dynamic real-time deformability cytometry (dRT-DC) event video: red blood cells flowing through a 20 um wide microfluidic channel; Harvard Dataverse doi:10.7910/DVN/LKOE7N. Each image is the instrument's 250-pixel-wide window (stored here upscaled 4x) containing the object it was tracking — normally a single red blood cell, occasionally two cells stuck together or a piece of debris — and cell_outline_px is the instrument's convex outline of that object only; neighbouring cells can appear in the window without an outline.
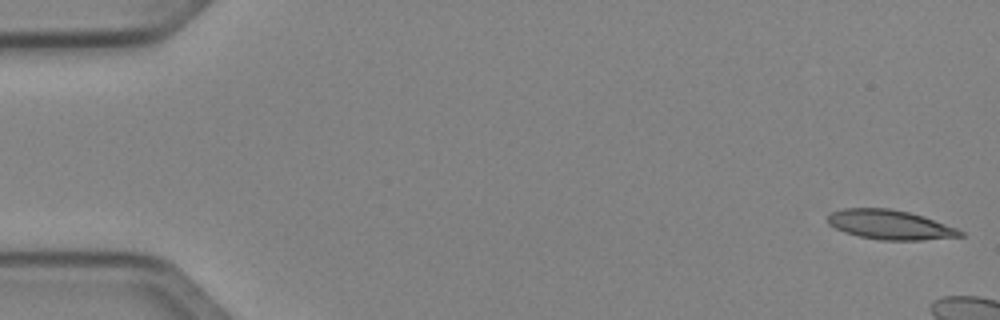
{"species": "Egyptian fruit bat (a non-hibernating species)", "species_latin": "Rousettus aegyptiacus", "temperature_condition": "cold", "stored_images_in_passage": 8, "camera_frame_rate_fps": 3000, "um_per_image_px": 0.085, "animal": {"sex": "female"}, "frame": {"image": 1, "passage_image": 1, "time_ms": 0.0, "image_size_px": [1000, 320], "cell_outline_px": [[964, 236], [920, 240], [880, 240], [860, 236], [844, 232], [828, 224], [828, 212], [844, 208], [888, 208], [908, 212], [924, 216], [956, 228], [964, 232]], "centroid_in_image_um": [75.63, 19.09], "position_along_channel_um": 9.4, "area_um2": 22.72}}